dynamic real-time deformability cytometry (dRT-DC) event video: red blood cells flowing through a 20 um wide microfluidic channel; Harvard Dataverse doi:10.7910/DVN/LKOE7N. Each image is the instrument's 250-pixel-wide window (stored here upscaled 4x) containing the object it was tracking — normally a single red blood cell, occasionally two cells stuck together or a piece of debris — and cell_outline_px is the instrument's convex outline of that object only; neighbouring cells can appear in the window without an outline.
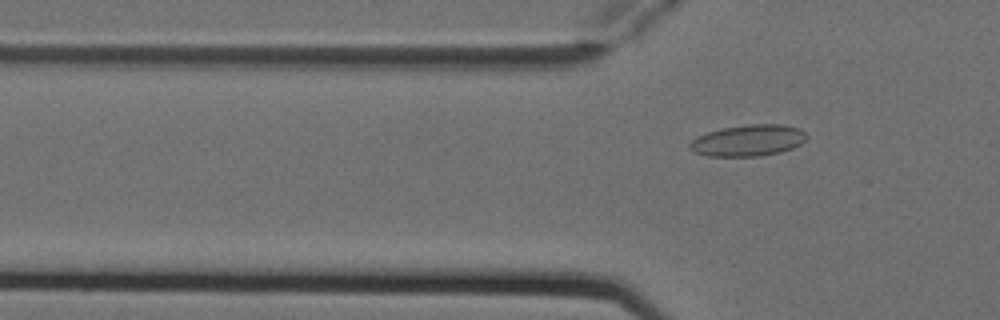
{"species": "Egyptian fruit bat (a non-hibernating species)", "species_latin": "Rousettus aegyptiacus", "temperature_condition": "cold", "stored_images_in_passage": 4, "camera_frame_rate_fps": 3000, "um_per_image_px": 0.085, "animal": {"sex": "female"}, "frame": {"image": 1, "passage_image": 4, "time_ms": 1.0, "image_size_px": [1000, 320], "cell_outline_px": [[808, 136], [800, 144], [792, 148], [780, 152], [760, 156], [708, 156], [696, 152], [688, 148], [688, 144], [696, 136], [708, 132], [724, 128], [748, 124], [784, 124], [800, 128]], "centroid_in_image_um": [63.6, 11.93], "position_along_channel_um": 62.2, "area_um2": 21.39}}